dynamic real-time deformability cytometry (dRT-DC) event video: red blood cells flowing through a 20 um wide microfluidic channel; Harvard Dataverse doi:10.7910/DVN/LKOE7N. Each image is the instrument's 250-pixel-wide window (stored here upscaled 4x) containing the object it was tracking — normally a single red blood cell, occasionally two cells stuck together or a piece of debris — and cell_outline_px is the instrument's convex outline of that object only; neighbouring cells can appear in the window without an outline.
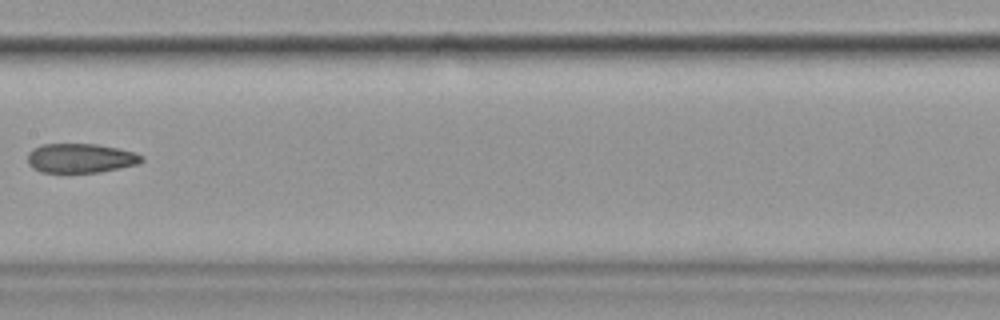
{"species": "common noctule bat (a hibernating species)", "species_latin": "Nyctalus noctula", "temperature_condition": "cold", "stored_images_in_passage": 8, "camera_frame_rate_fps": 3000, "um_per_image_px": 0.085, "animal": {"sex": "female", "body_mass_g": 19.9}, "frame": {"image": 1, "passage_image": 8, "time_ms": 9.333, "image_size_px": [1000, 320], "cell_outline_px": [[144, 160], [136, 164], [100, 172], [40, 172], [32, 168], [28, 164], [28, 152], [32, 148], [44, 144], [96, 144], [136, 152], [144, 156]], "centroid_in_image_um": [6.83, 13.44], "position_along_channel_um": 200.6, "area_um2": 19.48}}